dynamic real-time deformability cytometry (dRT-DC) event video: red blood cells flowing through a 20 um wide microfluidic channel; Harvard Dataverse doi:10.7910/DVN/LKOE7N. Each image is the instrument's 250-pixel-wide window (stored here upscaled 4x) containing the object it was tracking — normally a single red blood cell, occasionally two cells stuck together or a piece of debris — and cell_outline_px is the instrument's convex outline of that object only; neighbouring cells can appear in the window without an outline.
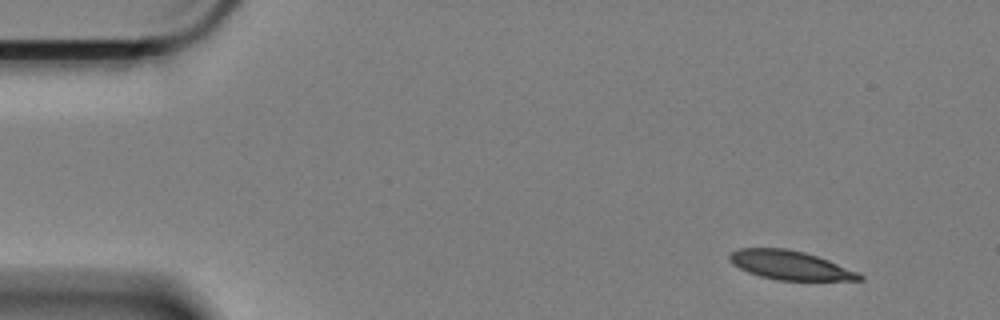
{"species": "Egyptian fruit bat (a non-hibernating species)", "species_latin": "Rousettus aegyptiacus", "temperature_condition": "cold", "stored_images_in_passage": 55, "camera_frame_rate_fps": 3000, "um_per_image_px": 0.085, "animal": {"sex": "female"}, "frame": {"image": 1, "passage_image": 1, "time_ms": 0.0, "image_size_px": [1000, 320], "cell_outline_px": [[864, 280], [776, 280], [760, 276], [748, 272], [732, 264], [728, 260], [728, 256], [732, 252], [740, 248], [784, 248], [804, 252], [828, 260], [860, 272], [864, 276]], "centroid_in_image_um": [67.17, 22.54], "position_along_channel_um": 17.8, "area_um2": 21.91}}
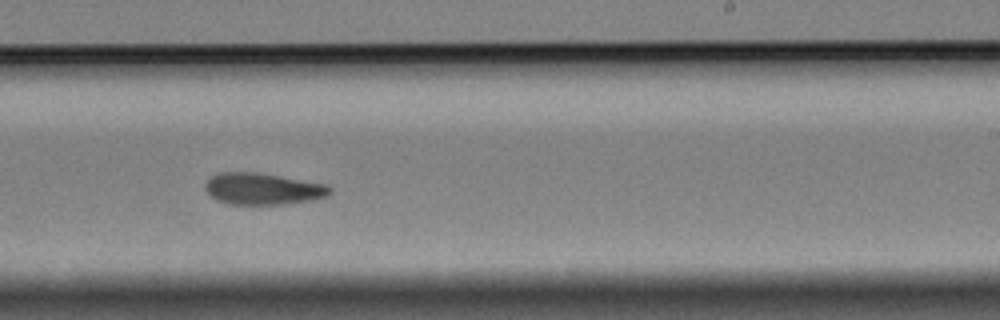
{"frame": {"image": 2, "passage_image": 32, "time_ms": 10.333, "image_size_px": [1000, 320], "cell_outline_px": [[332, 192], [328, 196], [308, 200], [284, 204], [228, 204], [216, 200], [204, 188], [204, 184], [212, 176], [220, 172], [260, 172], [328, 184], [332, 188]], "centroid_in_image_um": [22.36, 16.04], "position_along_channel_um": 266.6, "area_um2": 23.12}}
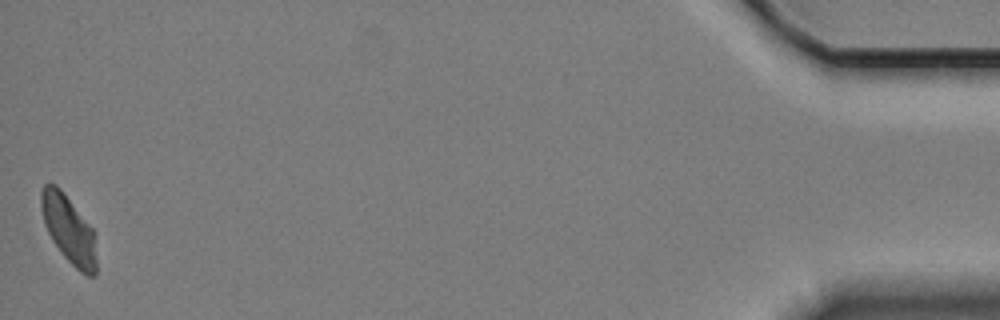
{"frame": {"image": 3, "passage_image": 55, "time_ms": 18.0, "image_size_px": [1000, 320], "cell_outline_px": [[96, 276], [88, 276], [80, 272], [64, 256], [52, 240], [44, 224], [40, 208], [40, 192], [44, 184], [56, 184], [60, 188], [92, 228], [96, 260]], "centroid_in_image_um": [5.81, 19.48], "position_along_channel_um": 429.4, "area_um2": 21.56}, "authors_computed_cell_mechanics": {"area_um2": 23.3512, "velocity_mm_per_s": 3.3105, "shape_relaxation_time_tau1_ms": 7.4323, "shape_relaxation_time_tau2_ms": 4.8196, "deformation_change_tau1": 0.1847, "deformation_change_tau2": 0.0973}}